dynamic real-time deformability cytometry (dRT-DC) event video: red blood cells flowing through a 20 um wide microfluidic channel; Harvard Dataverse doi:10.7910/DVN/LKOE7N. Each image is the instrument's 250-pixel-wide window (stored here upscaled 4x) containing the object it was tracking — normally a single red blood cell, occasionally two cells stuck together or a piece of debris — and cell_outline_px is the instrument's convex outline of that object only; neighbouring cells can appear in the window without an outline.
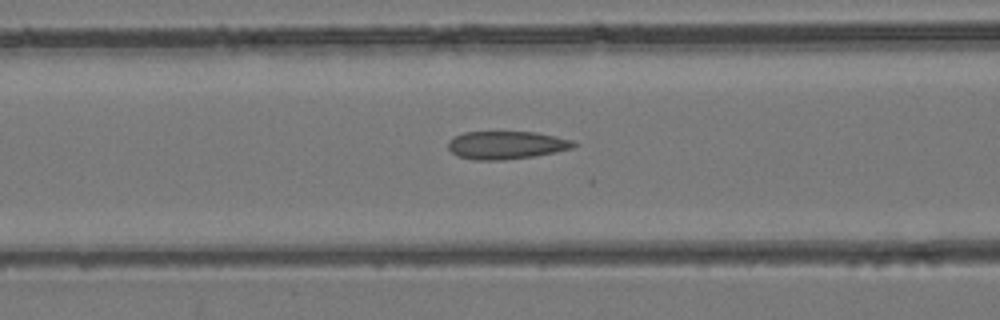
{"species": "common noctule bat (a hibernating species)", "species_latin": "Nyctalus noctula", "temperature_condition": "room temperature", "stored_images_in_passage": 38, "camera_frame_rate_fps": 3000, "um_per_image_px": 0.085, "animal": {"sex": "female", "body_mass_g": 24.6, "forearm_length_mm": 56.2}, "frame": {"image": 1, "passage_image": 18, "time_ms": 5.667, "image_size_px": [1000, 320], "cell_outline_px": [[576, 144], [572, 148], [536, 156], [504, 160], [476, 160], [456, 156], [448, 148], [448, 140], [464, 132], [536, 132], [572, 140]], "centroid_in_image_um": [43.01, 12.34], "position_along_channel_um": 123.6, "area_um2": 20.4}}
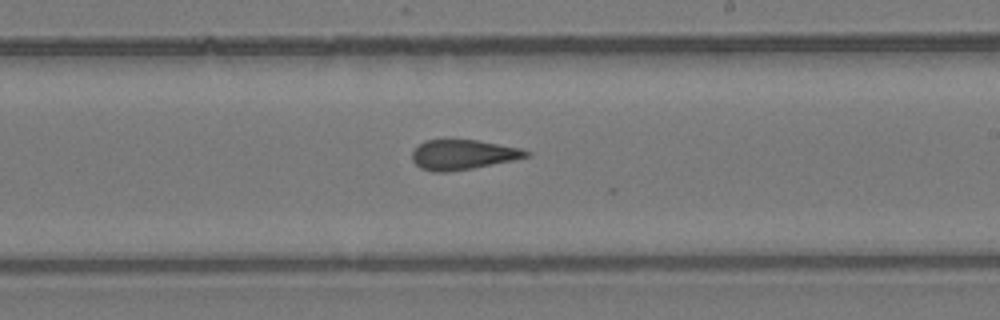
{"frame": {"image": 2, "passage_image": 26, "time_ms": 8.333, "image_size_px": [1000, 320], "cell_outline_px": [[532, 156], [472, 168], [448, 172], [432, 172], [420, 168], [412, 160], [412, 152], [424, 140], [476, 140], [520, 148], [532, 152]], "centroid_in_image_um": [39.35, 13.15], "position_along_channel_um": 249.7, "area_um2": 19.77}}
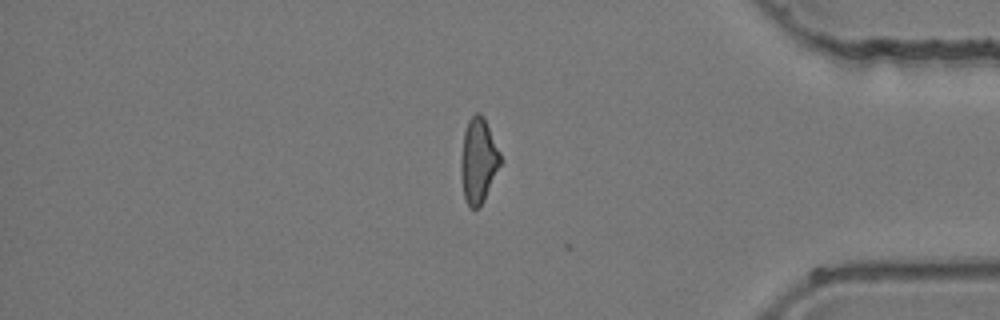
{"frame": {"image": 3, "passage_image": 37, "time_ms": 12.0, "image_size_px": [1000, 320], "cell_outline_px": [[500, 164], [484, 200], [480, 208], [472, 208], [468, 204], [464, 196], [460, 176], [460, 160], [464, 132], [468, 120], [476, 112], [480, 112], [484, 116], [500, 152]], "centroid_in_image_um": [40.64, 13.63], "position_along_channel_um": 394.6, "area_um2": 19.48}}